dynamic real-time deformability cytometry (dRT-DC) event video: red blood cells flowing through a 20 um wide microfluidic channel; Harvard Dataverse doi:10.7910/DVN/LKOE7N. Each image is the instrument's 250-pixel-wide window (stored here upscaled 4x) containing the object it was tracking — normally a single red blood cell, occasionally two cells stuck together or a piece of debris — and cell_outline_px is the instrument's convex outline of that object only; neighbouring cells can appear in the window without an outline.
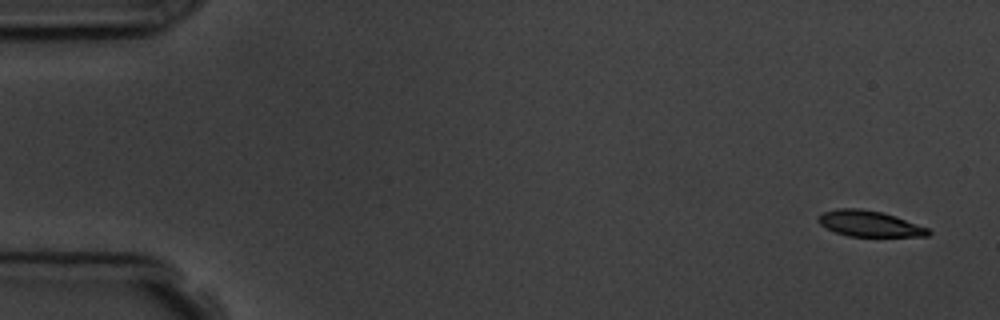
{"species": "common noctule bat (a hibernating species)", "species_latin": "Nyctalus noctula", "temperature_condition": "room temperature", "stored_images_in_passage": 5, "camera_frame_rate_fps": 3000, "um_per_image_px": 0.085, "animal": {"sex": "male", "body_mass_g": 19.5, "forearm_length_mm": 54.6}, "frame": {"image": 1, "passage_image": 1, "time_ms": 0.0, "image_size_px": [1000, 320], "cell_outline_px": [[932, 232], [928, 236], [848, 236], [836, 232], [820, 224], [816, 220], [816, 216], [824, 212], [836, 208], [860, 208], [880, 212], [896, 216], [928, 228]], "centroid_in_image_um": [73.88, 19.0], "position_along_channel_um": 11.1, "area_um2": 16.53}}
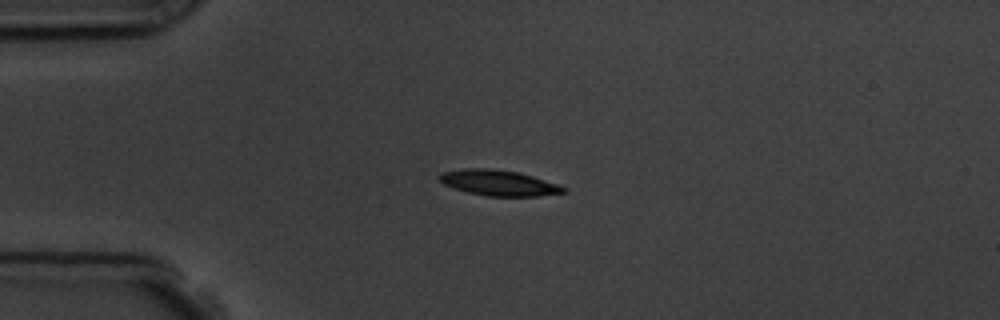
{"frame": {"image": 2, "passage_image": 4, "time_ms": 3.667, "image_size_px": [1000, 320], "cell_outline_px": [[568, 192], [536, 196], [488, 196], [468, 192], [444, 184], [436, 176], [440, 172], [464, 168], [488, 168], [520, 172], [568, 188]], "centroid_in_image_um": [42.38, 15.53], "position_along_channel_um": 42.6, "area_um2": 18.5}}